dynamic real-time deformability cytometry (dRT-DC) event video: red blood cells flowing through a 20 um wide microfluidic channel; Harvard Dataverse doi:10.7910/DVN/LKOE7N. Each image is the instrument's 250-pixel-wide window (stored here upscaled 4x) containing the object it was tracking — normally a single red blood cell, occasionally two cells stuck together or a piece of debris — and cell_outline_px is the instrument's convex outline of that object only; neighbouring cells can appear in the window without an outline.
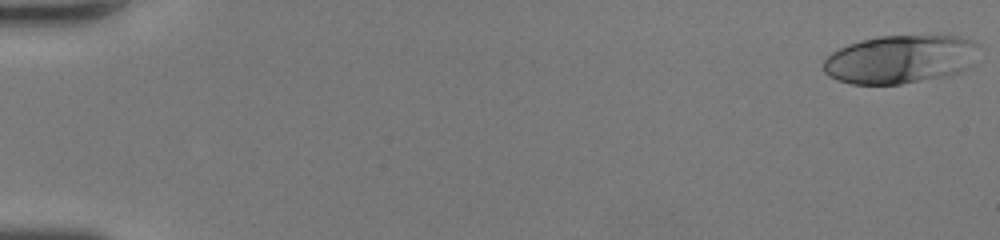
{"species": "human", "species_latin": "Homo sapiens", "temperature_condition": "room temperature", "stored_images_in_passage": 47, "camera_frame_rate_fps": 3000, "um_per_image_px": 0.085, "donor": {"sex": "female"}, "frame": {"image": 1, "passage_image": 1, "time_ms": 0.0, "image_size_px": [1000, 240], "cell_outline_px": [[980, 44], [964, 68], [960, 72], [944, 76], [900, 84], [852, 84], [836, 80], [828, 76], [824, 72], [824, 60], [832, 52], [848, 44], [860, 40], [876, 36], [960, 36], [972, 40]], "centroid_in_image_um": [76.44, 5.03], "position_along_channel_um": 8.6, "area_um2": 43.35}}
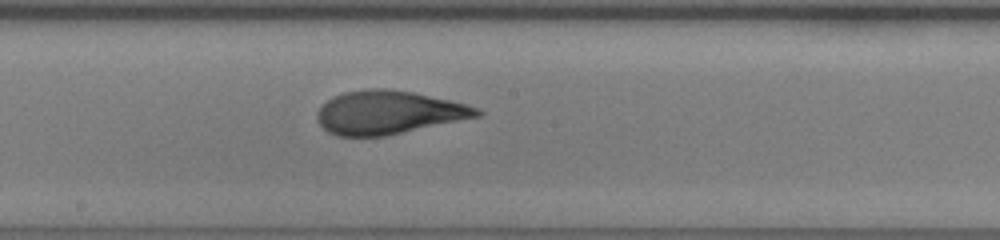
{"frame": {"image": 2, "passage_image": 27, "time_ms": 8.667, "image_size_px": [1000, 240], "cell_outline_px": [[484, 112], [480, 116], [384, 136], [336, 136], [328, 132], [316, 120], [316, 112], [332, 96], [344, 92], [368, 88], [384, 88], [412, 92], [448, 100], [480, 108]], "centroid_in_image_um": [32.98, 9.56], "position_along_channel_um": 215.2, "area_um2": 40.17}}
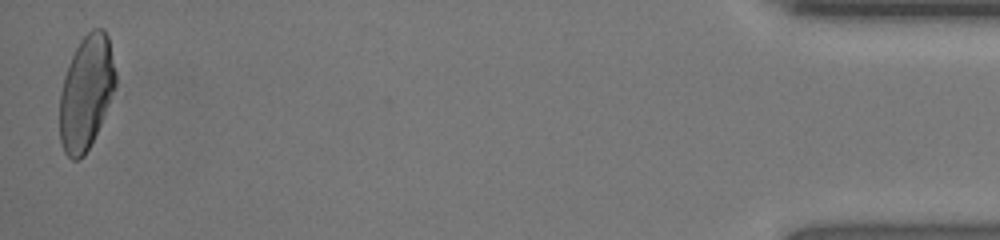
{"frame": {"image": 3, "passage_image": 47, "time_ms": 15.333, "image_size_px": [1000, 240], "cell_outline_px": [[116, 84], [100, 124], [84, 156], [76, 160], [72, 160], [64, 152], [60, 140], [60, 92], [64, 76], [68, 64], [80, 40], [92, 28], [104, 28], [108, 36], [116, 72]], "centroid_in_image_um": [7.32, 7.84], "position_along_channel_um": 427.9, "area_um2": 36.82}, "authors_computed_cell_mechanics": {"area_um2": 40.0554, "velocity_mm_per_s": 4.4645, "shape_relaxation_time_tau1_ms": 6.4792, "shape_relaxation_time_tau2_ms": 1.0441, "deformation_change_tau1": 0.2733, "deformation_change_tau2": 0.0865}}